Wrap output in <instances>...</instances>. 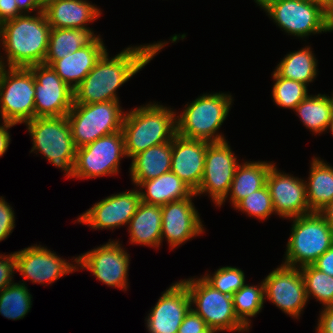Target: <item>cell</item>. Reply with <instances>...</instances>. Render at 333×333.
Segmentation results:
<instances>
[{
	"label": "cell",
	"mask_w": 333,
	"mask_h": 333,
	"mask_svg": "<svg viewBox=\"0 0 333 333\" xmlns=\"http://www.w3.org/2000/svg\"><path fill=\"white\" fill-rule=\"evenodd\" d=\"M168 42L128 47L109 58L106 51L73 90V104L119 101L116 90L137 74Z\"/></svg>",
	"instance_id": "1"
},
{
	"label": "cell",
	"mask_w": 333,
	"mask_h": 333,
	"mask_svg": "<svg viewBox=\"0 0 333 333\" xmlns=\"http://www.w3.org/2000/svg\"><path fill=\"white\" fill-rule=\"evenodd\" d=\"M50 32L44 11L35 16L22 14L2 23L0 42L7 56L2 66L28 68L44 64Z\"/></svg>",
	"instance_id": "2"
},
{
	"label": "cell",
	"mask_w": 333,
	"mask_h": 333,
	"mask_svg": "<svg viewBox=\"0 0 333 333\" xmlns=\"http://www.w3.org/2000/svg\"><path fill=\"white\" fill-rule=\"evenodd\" d=\"M121 131L126 156L133 158L152 146L172 141L176 135V112L149 103L125 113Z\"/></svg>",
	"instance_id": "3"
},
{
	"label": "cell",
	"mask_w": 333,
	"mask_h": 333,
	"mask_svg": "<svg viewBox=\"0 0 333 333\" xmlns=\"http://www.w3.org/2000/svg\"><path fill=\"white\" fill-rule=\"evenodd\" d=\"M231 103V94L219 92L199 96L176 116V134L210 143L225 141L217 131L228 116Z\"/></svg>",
	"instance_id": "4"
},
{
	"label": "cell",
	"mask_w": 333,
	"mask_h": 333,
	"mask_svg": "<svg viewBox=\"0 0 333 333\" xmlns=\"http://www.w3.org/2000/svg\"><path fill=\"white\" fill-rule=\"evenodd\" d=\"M33 141L31 152L39 151L67 178L73 177L77 147L74 144L67 116L37 117L25 123Z\"/></svg>",
	"instance_id": "5"
},
{
	"label": "cell",
	"mask_w": 333,
	"mask_h": 333,
	"mask_svg": "<svg viewBox=\"0 0 333 333\" xmlns=\"http://www.w3.org/2000/svg\"><path fill=\"white\" fill-rule=\"evenodd\" d=\"M291 220L293 224L283 264L297 268L312 265L333 245V229L318 212Z\"/></svg>",
	"instance_id": "6"
},
{
	"label": "cell",
	"mask_w": 333,
	"mask_h": 333,
	"mask_svg": "<svg viewBox=\"0 0 333 333\" xmlns=\"http://www.w3.org/2000/svg\"><path fill=\"white\" fill-rule=\"evenodd\" d=\"M288 35L304 38L327 31V5L319 0H256Z\"/></svg>",
	"instance_id": "7"
},
{
	"label": "cell",
	"mask_w": 333,
	"mask_h": 333,
	"mask_svg": "<svg viewBox=\"0 0 333 333\" xmlns=\"http://www.w3.org/2000/svg\"><path fill=\"white\" fill-rule=\"evenodd\" d=\"M124 116L119 101L73 104L67 118L75 146L80 148L121 131Z\"/></svg>",
	"instance_id": "8"
},
{
	"label": "cell",
	"mask_w": 333,
	"mask_h": 333,
	"mask_svg": "<svg viewBox=\"0 0 333 333\" xmlns=\"http://www.w3.org/2000/svg\"><path fill=\"white\" fill-rule=\"evenodd\" d=\"M2 66L0 116L5 123H26L35 118L34 76L29 68Z\"/></svg>",
	"instance_id": "9"
},
{
	"label": "cell",
	"mask_w": 333,
	"mask_h": 333,
	"mask_svg": "<svg viewBox=\"0 0 333 333\" xmlns=\"http://www.w3.org/2000/svg\"><path fill=\"white\" fill-rule=\"evenodd\" d=\"M188 289L191 309L209 328L220 331H249L235 314L233 299L214 289L202 277L182 280Z\"/></svg>",
	"instance_id": "10"
},
{
	"label": "cell",
	"mask_w": 333,
	"mask_h": 333,
	"mask_svg": "<svg viewBox=\"0 0 333 333\" xmlns=\"http://www.w3.org/2000/svg\"><path fill=\"white\" fill-rule=\"evenodd\" d=\"M123 157H126V153L122 131L100 137L93 143L77 148L73 178L118 174Z\"/></svg>",
	"instance_id": "11"
},
{
	"label": "cell",
	"mask_w": 333,
	"mask_h": 333,
	"mask_svg": "<svg viewBox=\"0 0 333 333\" xmlns=\"http://www.w3.org/2000/svg\"><path fill=\"white\" fill-rule=\"evenodd\" d=\"M228 142H211L207 146L204 173L196 196L208 193L211 200L221 206L228 197L238 161Z\"/></svg>",
	"instance_id": "12"
},
{
	"label": "cell",
	"mask_w": 333,
	"mask_h": 333,
	"mask_svg": "<svg viewBox=\"0 0 333 333\" xmlns=\"http://www.w3.org/2000/svg\"><path fill=\"white\" fill-rule=\"evenodd\" d=\"M28 68L34 76L35 118L67 116L74 103L73 89L51 66L38 64Z\"/></svg>",
	"instance_id": "13"
},
{
	"label": "cell",
	"mask_w": 333,
	"mask_h": 333,
	"mask_svg": "<svg viewBox=\"0 0 333 333\" xmlns=\"http://www.w3.org/2000/svg\"><path fill=\"white\" fill-rule=\"evenodd\" d=\"M118 241H111L79 255L73 262L85 268L102 283L126 290L128 287L129 254Z\"/></svg>",
	"instance_id": "14"
},
{
	"label": "cell",
	"mask_w": 333,
	"mask_h": 333,
	"mask_svg": "<svg viewBox=\"0 0 333 333\" xmlns=\"http://www.w3.org/2000/svg\"><path fill=\"white\" fill-rule=\"evenodd\" d=\"M264 296L284 313L298 318L308 298L300 268L281 264L265 277Z\"/></svg>",
	"instance_id": "15"
},
{
	"label": "cell",
	"mask_w": 333,
	"mask_h": 333,
	"mask_svg": "<svg viewBox=\"0 0 333 333\" xmlns=\"http://www.w3.org/2000/svg\"><path fill=\"white\" fill-rule=\"evenodd\" d=\"M15 269L25 279L38 284H51L60 277L77 271V265L66 262L46 247L33 245L14 252ZM77 268V269H76Z\"/></svg>",
	"instance_id": "16"
},
{
	"label": "cell",
	"mask_w": 333,
	"mask_h": 333,
	"mask_svg": "<svg viewBox=\"0 0 333 333\" xmlns=\"http://www.w3.org/2000/svg\"><path fill=\"white\" fill-rule=\"evenodd\" d=\"M266 185L270 191L275 214L291 219L312 213L303 179L280 172L273 163L267 175Z\"/></svg>",
	"instance_id": "17"
},
{
	"label": "cell",
	"mask_w": 333,
	"mask_h": 333,
	"mask_svg": "<svg viewBox=\"0 0 333 333\" xmlns=\"http://www.w3.org/2000/svg\"><path fill=\"white\" fill-rule=\"evenodd\" d=\"M141 202L138 190L113 194L95 203L77 221L94 229H113L129 224Z\"/></svg>",
	"instance_id": "18"
},
{
	"label": "cell",
	"mask_w": 333,
	"mask_h": 333,
	"mask_svg": "<svg viewBox=\"0 0 333 333\" xmlns=\"http://www.w3.org/2000/svg\"><path fill=\"white\" fill-rule=\"evenodd\" d=\"M191 306L186 284L182 280L172 284L169 289L162 292L158 302L146 318L149 333H178Z\"/></svg>",
	"instance_id": "19"
},
{
	"label": "cell",
	"mask_w": 333,
	"mask_h": 333,
	"mask_svg": "<svg viewBox=\"0 0 333 333\" xmlns=\"http://www.w3.org/2000/svg\"><path fill=\"white\" fill-rule=\"evenodd\" d=\"M195 196L196 194L193 193L187 199L161 206V243L165 237L171 249L180 246L194 236H199L204 231L198 210L191 200Z\"/></svg>",
	"instance_id": "20"
},
{
	"label": "cell",
	"mask_w": 333,
	"mask_h": 333,
	"mask_svg": "<svg viewBox=\"0 0 333 333\" xmlns=\"http://www.w3.org/2000/svg\"><path fill=\"white\" fill-rule=\"evenodd\" d=\"M209 143L203 140L187 139L178 134L172 139L171 171L194 192L201 184Z\"/></svg>",
	"instance_id": "21"
},
{
	"label": "cell",
	"mask_w": 333,
	"mask_h": 333,
	"mask_svg": "<svg viewBox=\"0 0 333 333\" xmlns=\"http://www.w3.org/2000/svg\"><path fill=\"white\" fill-rule=\"evenodd\" d=\"M43 11L51 28L92 30L86 25L101 15L87 0H48Z\"/></svg>",
	"instance_id": "22"
},
{
	"label": "cell",
	"mask_w": 333,
	"mask_h": 333,
	"mask_svg": "<svg viewBox=\"0 0 333 333\" xmlns=\"http://www.w3.org/2000/svg\"><path fill=\"white\" fill-rule=\"evenodd\" d=\"M97 36L89 45L62 59L55 60L50 66L73 90L94 68L96 62L107 51L103 41Z\"/></svg>",
	"instance_id": "23"
},
{
	"label": "cell",
	"mask_w": 333,
	"mask_h": 333,
	"mask_svg": "<svg viewBox=\"0 0 333 333\" xmlns=\"http://www.w3.org/2000/svg\"><path fill=\"white\" fill-rule=\"evenodd\" d=\"M140 188L141 202L150 205L163 206L167 203L189 198L194 191L172 171L164 173L157 178L142 181Z\"/></svg>",
	"instance_id": "24"
},
{
	"label": "cell",
	"mask_w": 333,
	"mask_h": 333,
	"mask_svg": "<svg viewBox=\"0 0 333 333\" xmlns=\"http://www.w3.org/2000/svg\"><path fill=\"white\" fill-rule=\"evenodd\" d=\"M172 141L158 144L132 158L130 175L138 187L142 181L157 178L171 171Z\"/></svg>",
	"instance_id": "25"
},
{
	"label": "cell",
	"mask_w": 333,
	"mask_h": 333,
	"mask_svg": "<svg viewBox=\"0 0 333 333\" xmlns=\"http://www.w3.org/2000/svg\"><path fill=\"white\" fill-rule=\"evenodd\" d=\"M128 225L131 244L155 248L161 245V206L140 202Z\"/></svg>",
	"instance_id": "26"
},
{
	"label": "cell",
	"mask_w": 333,
	"mask_h": 333,
	"mask_svg": "<svg viewBox=\"0 0 333 333\" xmlns=\"http://www.w3.org/2000/svg\"><path fill=\"white\" fill-rule=\"evenodd\" d=\"M272 163L265 161L238 164L231 183L230 201L235 207L242 199L266 185V179Z\"/></svg>",
	"instance_id": "27"
},
{
	"label": "cell",
	"mask_w": 333,
	"mask_h": 333,
	"mask_svg": "<svg viewBox=\"0 0 333 333\" xmlns=\"http://www.w3.org/2000/svg\"><path fill=\"white\" fill-rule=\"evenodd\" d=\"M306 196L311 212H319L333 201V168L319 158H312Z\"/></svg>",
	"instance_id": "28"
},
{
	"label": "cell",
	"mask_w": 333,
	"mask_h": 333,
	"mask_svg": "<svg viewBox=\"0 0 333 333\" xmlns=\"http://www.w3.org/2000/svg\"><path fill=\"white\" fill-rule=\"evenodd\" d=\"M97 36L93 30L51 28L44 64L50 66L55 60L89 45Z\"/></svg>",
	"instance_id": "29"
},
{
	"label": "cell",
	"mask_w": 333,
	"mask_h": 333,
	"mask_svg": "<svg viewBox=\"0 0 333 333\" xmlns=\"http://www.w3.org/2000/svg\"><path fill=\"white\" fill-rule=\"evenodd\" d=\"M312 52L309 46L290 52L276 66L275 72L282 78L309 84L317 76V60Z\"/></svg>",
	"instance_id": "30"
},
{
	"label": "cell",
	"mask_w": 333,
	"mask_h": 333,
	"mask_svg": "<svg viewBox=\"0 0 333 333\" xmlns=\"http://www.w3.org/2000/svg\"><path fill=\"white\" fill-rule=\"evenodd\" d=\"M298 113L305 127L320 134L328 130L332 112L329 100L325 94L308 95L293 110Z\"/></svg>",
	"instance_id": "31"
},
{
	"label": "cell",
	"mask_w": 333,
	"mask_h": 333,
	"mask_svg": "<svg viewBox=\"0 0 333 333\" xmlns=\"http://www.w3.org/2000/svg\"><path fill=\"white\" fill-rule=\"evenodd\" d=\"M23 283L12 282L0 291V314L7 319H23L30 311L32 295Z\"/></svg>",
	"instance_id": "32"
},
{
	"label": "cell",
	"mask_w": 333,
	"mask_h": 333,
	"mask_svg": "<svg viewBox=\"0 0 333 333\" xmlns=\"http://www.w3.org/2000/svg\"><path fill=\"white\" fill-rule=\"evenodd\" d=\"M232 299L236 316L249 329L251 322L248 317H255L263 308L264 282L258 286L245 284L232 295Z\"/></svg>",
	"instance_id": "33"
},
{
	"label": "cell",
	"mask_w": 333,
	"mask_h": 333,
	"mask_svg": "<svg viewBox=\"0 0 333 333\" xmlns=\"http://www.w3.org/2000/svg\"><path fill=\"white\" fill-rule=\"evenodd\" d=\"M307 298L311 295L323 304V307L333 306V276H330L313 265L300 268Z\"/></svg>",
	"instance_id": "34"
},
{
	"label": "cell",
	"mask_w": 333,
	"mask_h": 333,
	"mask_svg": "<svg viewBox=\"0 0 333 333\" xmlns=\"http://www.w3.org/2000/svg\"><path fill=\"white\" fill-rule=\"evenodd\" d=\"M275 81L272 88V97L279 107L295 109L297 105L308 96L307 86L302 82L282 78L273 71Z\"/></svg>",
	"instance_id": "35"
},
{
	"label": "cell",
	"mask_w": 333,
	"mask_h": 333,
	"mask_svg": "<svg viewBox=\"0 0 333 333\" xmlns=\"http://www.w3.org/2000/svg\"><path fill=\"white\" fill-rule=\"evenodd\" d=\"M202 278L214 289L231 296L245 285L244 272L231 266L221 267L213 276L207 274Z\"/></svg>",
	"instance_id": "36"
},
{
	"label": "cell",
	"mask_w": 333,
	"mask_h": 333,
	"mask_svg": "<svg viewBox=\"0 0 333 333\" xmlns=\"http://www.w3.org/2000/svg\"><path fill=\"white\" fill-rule=\"evenodd\" d=\"M235 208L261 220H265L271 214L275 213L267 185L246 196Z\"/></svg>",
	"instance_id": "37"
},
{
	"label": "cell",
	"mask_w": 333,
	"mask_h": 333,
	"mask_svg": "<svg viewBox=\"0 0 333 333\" xmlns=\"http://www.w3.org/2000/svg\"><path fill=\"white\" fill-rule=\"evenodd\" d=\"M12 207L0 197V241L7 239L15 226V215Z\"/></svg>",
	"instance_id": "38"
},
{
	"label": "cell",
	"mask_w": 333,
	"mask_h": 333,
	"mask_svg": "<svg viewBox=\"0 0 333 333\" xmlns=\"http://www.w3.org/2000/svg\"><path fill=\"white\" fill-rule=\"evenodd\" d=\"M15 269V255L0 254V291L13 282V274Z\"/></svg>",
	"instance_id": "39"
},
{
	"label": "cell",
	"mask_w": 333,
	"mask_h": 333,
	"mask_svg": "<svg viewBox=\"0 0 333 333\" xmlns=\"http://www.w3.org/2000/svg\"><path fill=\"white\" fill-rule=\"evenodd\" d=\"M207 327L205 321L190 309L185 315L184 320L178 329V333H201Z\"/></svg>",
	"instance_id": "40"
},
{
	"label": "cell",
	"mask_w": 333,
	"mask_h": 333,
	"mask_svg": "<svg viewBox=\"0 0 333 333\" xmlns=\"http://www.w3.org/2000/svg\"><path fill=\"white\" fill-rule=\"evenodd\" d=\"M320 314L316 332L333 333V306L324 307Z\"/></svg>",
	"instance_id": "41"
},
{
	"label": "cell",
	"mask_w": 333,
	"mask_h": 333,
	"mask_svg": "<svg viewBox=\"0 0 333 333\" xmlns=\"http://www.w3.org/2000/svg\"><path fill=\"white\" fill-rule=\"evenodd\" d=\"M20 15L15 0H0V25Z\"/></svg>",
	"instance_id": "42"
},
{
	"label": "cell",
	"mask_w": 333,
	"mask_h": 333,
	"mask_svg": "<svg viewBox=\"0 0 333 333\" xmlns=\"http://www.w3.org/2000/svg\"><path fill=\"white\" fill-rule=\"evenodd\" d=\"M316 269L333 276V245L325 251L313 264Z\"/></svg>",
	"instance_id": "43"
},
{
	"label": "cell",
	"mask_w": 333,
	"mask_h": 333,
	"mask_svg": "<svg viewBox=\"0 0 333 333\" xmlns=\"http://www.w3.org/2000/svg\"><path fill=\"white\" fill-rule=\"evenodd\" d=\"M15 2L21 14H30V12H33L35 9L37 13H39L43 11L44 7V3L41 0H15Z\"/></svg>",
	"instance_id": "44"
},
{
	"label": "cell",
	"mask_w": 333,
	"mask_h": 333,
	"mask_svg": "<svg viewBox=\"0 0 333 333\" xmlns=\"http://www.w3.org/2000/svg\"><path fill=\"white\" fill-rule=\"evenodd\" d=\"M0 125V157L5 154L10 144V134L8 132V128L10 129L15 124L5 123Z\"/></svg>",
	"instance_id": "45"
},
{
	"label": "cell",
	"mask_w": 333,
	"mask_h": 333,
	"mask_svg": "<svg viewBox=\"0 0 333 333\" xmlns=\"http://www.w3.org/2000/svg\"><path fill=\"white\" fill-rule=\"evenodd\" d=\"M333 229V201L318 212Z\"/></svg>",
	"instance_id": "46"
},
{
	"label": "cell",
	"mask_w": 333,
	"mask_h": 333,
	"mask_svg": "<svg viewBox=\"0 0 333 333\" xmlns=\"http://www.w3.org/2000/svg\"><path fill=\"white\" fill-rule=\"evenodd\" d=\"M327 31H333V0L327 5Z\"/></svg>",
	"instance_id": "47"
},
{
	"label": "cell",
	"mask_w": 333,
	"mask_h": 333,
	"mask_svg": "<svg viewBox=\"0 0 333 333\" xmlns=\"http://www.w3.org/2000/svg\"><path fill=\"white\" fill-rule=\"evenodd\" d=\"M330 106H331V112H332V116H333V94L331 97L327 96Z\"/></svg>",
	"instance_id": "48"
},
{
	"label": "cell",
	"mask_w": 333,
	"mask_h": 333,
	"mask_svg": "<svg viewBox=\"0 0 333 333\" xmlns=\"http://www.w3.org/2000/svg\"><path fill=\"white\" fill-rule=\"evenodd\" d=\"M201 333H217V331L214 330V329H212V328L207 327V328H206L203 332H201Z\"/></svg>",
	"instance_id": "49"
},
{
	"label": "cell",
	"mask_w": 333,
	"mask_h": 333,
	"mask_svg": "<svg viewBox=\"0 0 333 333\" xmlns=\"http://www.w3.org/2000/svg\"><path fill=\"white\" fill-rule=\"evenodd\" d=\"M328 129L331 130V133H332V135H333V116H332V118H331V121H330V124H329Z\"/></svg>",
	"instance_id": "50"
},
{
	"label": "cell",
	"mask_w": 333,
	"mask_h": 333,
	"mask_svg": "<svg viewBox=\"0 0 333 333\" xmlns=\"http://www.w3.org/2000/svg\"><path fill=\"white\" fill-rule=\"evenodd\" d=\"M322 1L323 3H325L326 5H328L332 0H319Z\"/></svg>",
	"instance_id": "51"
},
{
	"label": "cell",
	"mask_w": 333,
	"mask_h": 333,
	"mask_svg": "<svg viewBox=\"0 0 333 333\" xmlns=\"http://www.w3.org/2000/svg\"><path fill=\"white\" fill-rule=\"evenodd\" d=\"M1 63H4V60H3V57L2 56H0V70H1V68H2V64Z\"/></svg>",
	"instance_id": "52"
}]
</instances>
